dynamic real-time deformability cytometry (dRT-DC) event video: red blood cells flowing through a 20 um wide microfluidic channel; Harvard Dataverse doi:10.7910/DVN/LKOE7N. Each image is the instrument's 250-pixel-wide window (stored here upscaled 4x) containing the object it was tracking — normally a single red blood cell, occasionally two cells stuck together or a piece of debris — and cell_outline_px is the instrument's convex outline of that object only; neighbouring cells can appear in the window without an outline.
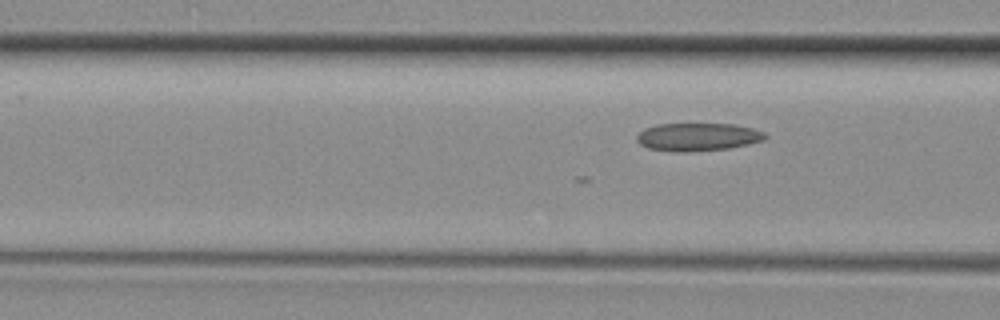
{"species": "common noctule bat (a hibernating species)", "species_latin": "Nyctalus noctula", "temperature_condition": "room temperature", "stored_images_in_passage": 12, "camera_frame_rate_fps": 3000, "um_per_image_px": 0.085, "animal": {"sex": "female", "body_mass_g": 29.2, "forearm_length_mm": 56.3}, "frame": {"image": 1, "passage_image": 9, "time_ms": 2.667, "image_size_px": [1000, 320], "cell_outline_px": [[768, 136], [764, 140], [728, 148], [688, 152], [672, 152], [648, 148], [640, 144], [636, 140], [636, 136], [644, 128], [656, 124], [732, 124], [752, 128], [764, 132]], "centroid_in_image_um": [59.27, 11.64], "position_along_channel_um": 107.3, "area_um2": 20.92}}
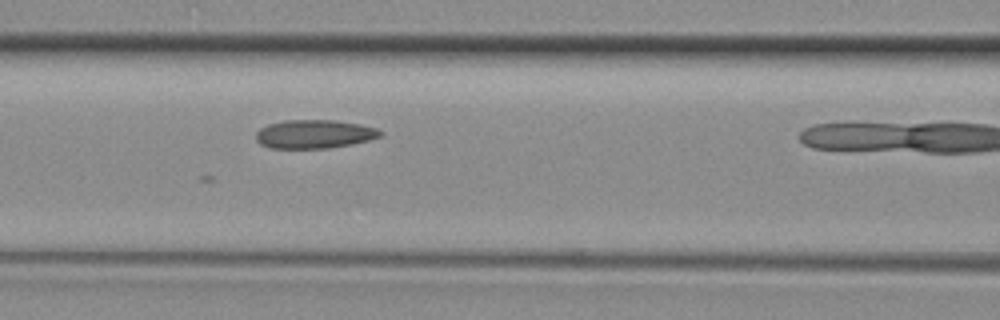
{"frame": {"image": 2, "passage_image": 11, "time_ms": 3.333, "image_size_px": [1000, 320], "cell_outline_px": [[384, 136], [352, 144], [328, 148], [268, 148], [260, 144], [256, 140], [256, 132], [260, 128], [268, 124], [284, 120], [336, 120], [360, 124], [376, 128], [384, 132]], "centroid_in_image_um": [26.73, 11.39], "position_along_channel_um": 139.9, "area_um2": 20.92}}